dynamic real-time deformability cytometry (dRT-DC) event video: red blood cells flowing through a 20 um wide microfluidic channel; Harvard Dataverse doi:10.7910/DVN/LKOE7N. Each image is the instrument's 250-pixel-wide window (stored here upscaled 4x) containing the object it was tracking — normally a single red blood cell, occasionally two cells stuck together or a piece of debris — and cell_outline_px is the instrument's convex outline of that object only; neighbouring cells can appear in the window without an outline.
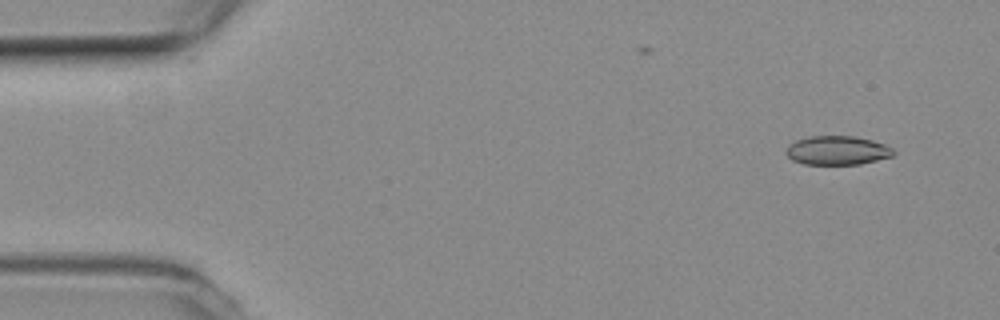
{"species": "common noctule bat (a hibernating species)", "species_latin": "Nyctalus noctula", "temperature_condition": "room temperature", "stored_images_in_passage": 5, "camera_frame_rate_fps": 3000, "um_per_image_px": 0.085, "animal": {"sex": "female", "body_mass_g": 19.3, "forearm_length_mm": 54.1}, "frame": {"image": 1, "passage_image": 2, "time_ms": 0.333, "image_size_px": [1000, 320], "cell_outline_px": [[896, 152], [892, 156], [860, 164], [804, 164], [792, 160], [784, 152], [788, 144], [796, 140], [808, 136], [856, 136], [872, 140], [884, 144], [892, 148]], "centroid_in_image_um": [71.14, 12.78], "position_along_channel_um": 13.9, "area_um2": 18.21}}
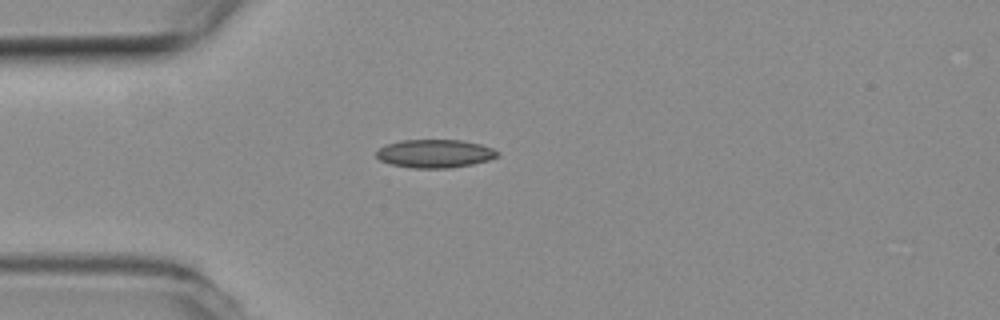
{"frame": {"image": 2, "passage_image": 5, "time_ms": 1.333, "image_size_px": [1000, 320], "cell_outline_px": [[500, 156], [488, 160], [472, 164], [448, 168], [412, 168], [392, 164], [380, 160], [376, 156], [376, 152], [384, 144], [400, 140], [460, 140], [480, 144], [492, 148], [500, 152]], "centroid_in_image_um": [36.97, 13.05], "position_along_channel_um": 48.0, "area_um2": 20.0}}